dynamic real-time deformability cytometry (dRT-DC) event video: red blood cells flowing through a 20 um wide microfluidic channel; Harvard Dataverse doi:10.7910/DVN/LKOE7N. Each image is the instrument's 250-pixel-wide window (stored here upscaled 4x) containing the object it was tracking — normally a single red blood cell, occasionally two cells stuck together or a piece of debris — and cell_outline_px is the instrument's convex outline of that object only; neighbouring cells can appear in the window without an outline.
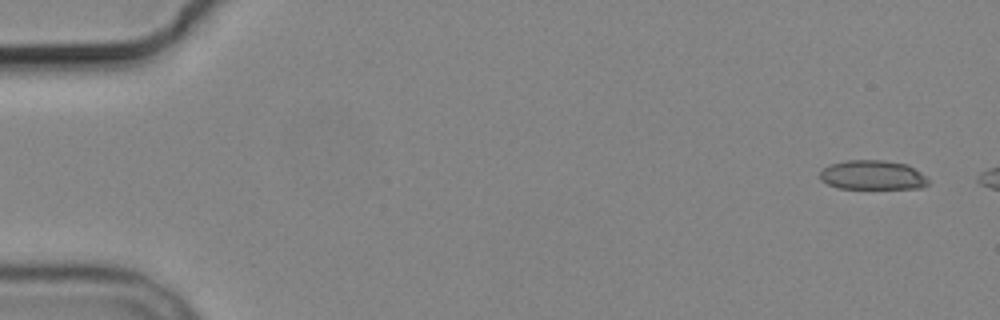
{"species": "common noctule bat (a hibernating species)", "species_latin": "Nyctalus noctula", "temperature_condition": "cold", "stored_images_in_passage": 5, "camera_frame_rate_fps": 3000, "um_per_image_px": 0.085, "animal": {"sex": "male", "body_mass_g": 19.2, "forearm_length_mm": 51.8}, "frame": {"image": 1, "passage_image": 1, "time_ms": 0.0, "image_size_px": [1000, 320], "cell_outline_px": [[928, 184], [920, 188], [836, 188], [820, 180], [820, 172], [824, 168], [832, 164], [844, 160], [884, 160], [908, 164], [920, 172], [928, 180]], "centroid_in_image_um": [74.15, 14.87], "position_along_channel_um": 10.8, "area_um2": 18.5}}